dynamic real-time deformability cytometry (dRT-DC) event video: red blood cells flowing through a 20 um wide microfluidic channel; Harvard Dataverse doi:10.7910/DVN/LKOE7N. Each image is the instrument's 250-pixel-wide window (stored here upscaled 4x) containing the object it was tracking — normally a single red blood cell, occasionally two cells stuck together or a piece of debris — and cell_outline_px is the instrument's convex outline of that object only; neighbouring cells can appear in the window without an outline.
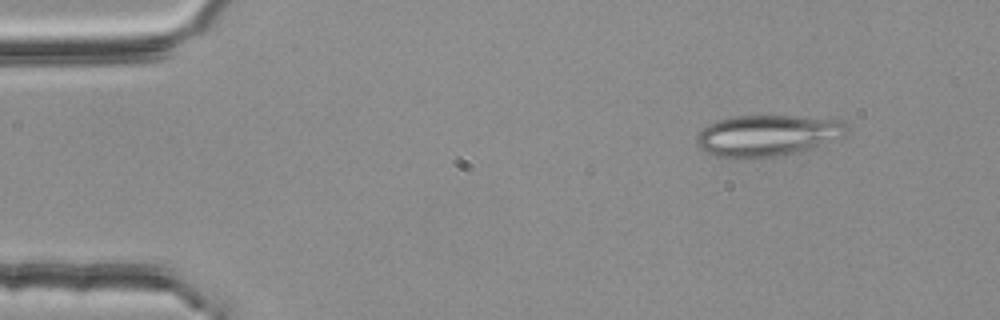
{"species": "common noctule bat (a hibernating species)", "species_latin": "Nyctalus noctula", "temperature_condition": "room temperature", "stored_images_in_passage": 2, "camera_frame_rate_fps": 3000, "um_per_image_px": 0.085, "animal": {"sex": "female", "body_mass_g": 25.1}, "frame": {"image": 1, "passage_image": 1, "time_ms": 0.0, "image_size_px": [1000, 320], "cell_outline_px": [[848, 132], [844, 136], [816, 148], [804, 152], [784, 156], [748, 160], [732, 160], [716, 156], [700, 148], [696, 144], [696, 136], [708, 124], [716, 120], [736, 116], [792, 116], [840, 120], [848, 124]], "centroid_in_image_um": [65.25, 11.57], "position_along_channel_um": 19.8, "area_um2": 37.22}}